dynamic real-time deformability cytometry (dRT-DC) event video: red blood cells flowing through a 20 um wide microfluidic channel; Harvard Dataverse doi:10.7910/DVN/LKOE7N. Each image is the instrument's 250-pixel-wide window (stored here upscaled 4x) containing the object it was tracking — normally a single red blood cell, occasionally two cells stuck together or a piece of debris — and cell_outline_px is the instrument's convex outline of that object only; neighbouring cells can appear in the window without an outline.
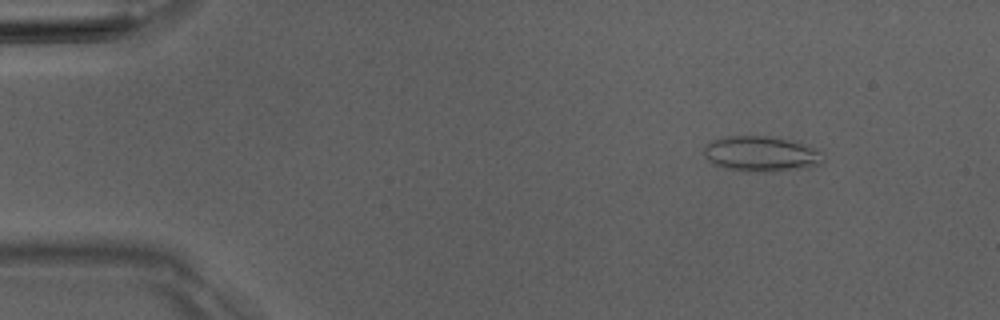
{"species": "Egyptian fruit bat (a non-hibernating species)", "species_latin": "Rousettus aegyptiacus", "temperature_condition": "room temperature", "stored_images_in_passage": 4, "camera_frame_rate_fps": 3000, "um_per_image_px": 0.085, "animal": {"sex": "male"}, "frame": {"image": 1, "passage_image": 2, "time_ms": 1.0, "image_size_px": [1000, 320], "cell_outline_px": [[824, 164], [808, 168], [756, 172], [728, 168], [712, 164], [704, 156], [704, 148], [712, 140], [728, 136], [772, 136], [816, 148], [824, 160]], "centroid_in_image_um": [64.7, 13.08], "position_along_channel_um": 20.3, "area_um2": 24.33}}